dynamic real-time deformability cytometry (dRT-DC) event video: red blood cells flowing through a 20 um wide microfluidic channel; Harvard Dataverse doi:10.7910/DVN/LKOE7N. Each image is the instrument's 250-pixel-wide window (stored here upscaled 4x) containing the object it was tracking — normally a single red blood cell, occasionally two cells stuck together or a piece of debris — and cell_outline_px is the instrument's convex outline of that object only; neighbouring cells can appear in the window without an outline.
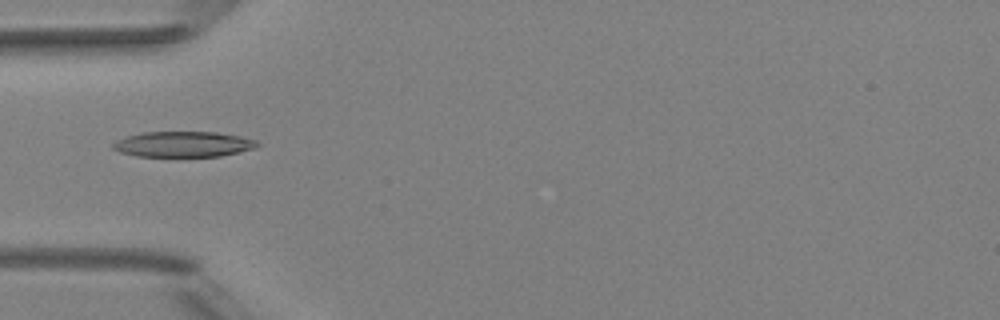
{"species": "Egyptian fruit bat (a non-hibernating species)", "species_latin": "Rousettus aegyptiacus", "temperature_condition": "room temperature", "stored_images_in_passage": 3, "camera_frame_rate_fps": 3000, "um_per_image_px": 0.085, "animal": {"sex": "female"}, "frame": {"image": 1, "passage_image": 2, "time_ms": 1.333, "image_size_px": [1000, 320], "cell_outline_px": [[260, 144], [256, 148], [240, 152], [220, 156], [136, 156], [120, 152], [112, 148], [112, 144], [116, 140], [128, 136], [144, 132], [216, 132], [240, 136], [256, 140]], "centroid_in_image_um": [15.6, 12.26], "position_along_channel_um": 69.4, "area_um2": 21.44}}
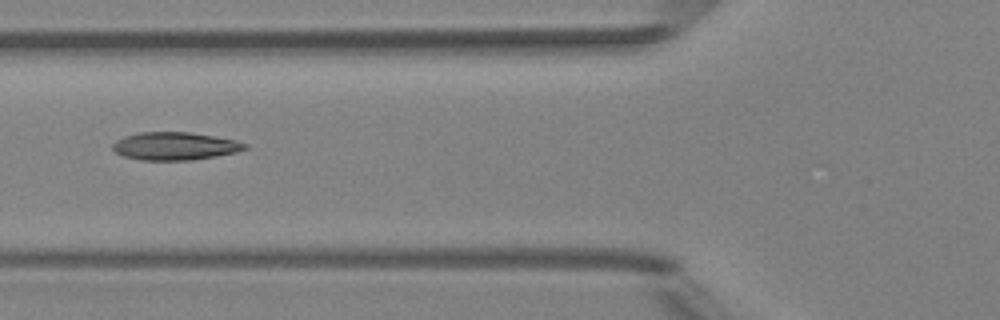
{"frame": {"image": 2, "passage_image": 3, "time_ms": 2.333, "image_size_px": [1000, 320], "cell_outline_px": [[248, 148], [236, 152], [216, 156], [192, 160], [140, 160], [124, 156], [116, 152], [112, 148], [112, 144], [116, 140], [124, 136], [140, 132], [192, 132], [236, 140], [248, 144]], "centroid_in_image_um": [14.88, 12.41], "position_along_channel_um": 110.9, "area_um2": 21.56}}